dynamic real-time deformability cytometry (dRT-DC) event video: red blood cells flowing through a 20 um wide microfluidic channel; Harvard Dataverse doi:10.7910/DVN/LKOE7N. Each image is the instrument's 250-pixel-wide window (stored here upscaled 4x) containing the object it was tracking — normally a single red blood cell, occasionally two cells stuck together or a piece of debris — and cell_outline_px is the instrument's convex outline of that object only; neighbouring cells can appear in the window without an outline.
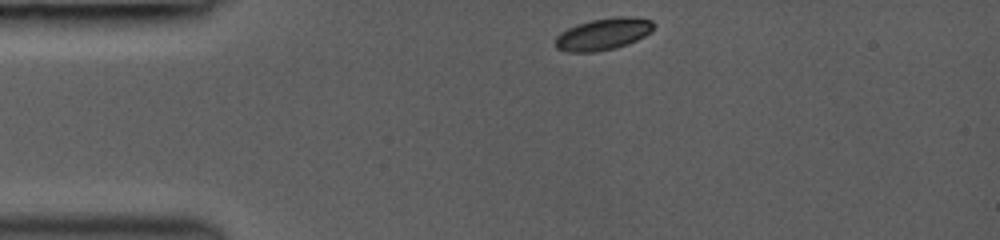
{"species": "common noctule bat (a hibernating species)", "species_latin": "Nyctalus noctula", "temperature_condition": "room temperature", "stored_images_in_passage": 33, "camera_frame_rate_fps": 3000, "um_per_image_px": 0.085, "animal": {"sex": "female", "body_mass_g": 19.0, "forearm_length_mm": 53.3}, "frame": {"image": 1, "passage_image": 1, "time_ms": 0.0, "image_size_px": [1000, 240], "cell_outline_px": [[656, 24], [652, 32], [628, 44], [616, 48], [596, 52], [568, 52], [556, 48], [556, 36], [560, 32], [576, 24], [592, 20], [616, 16], [632, 16], [652, 20]], "centroid_in_image_um": [51.31, 2.89], "position_along_channel_um": 33.7, "area_um2": 18.5}}
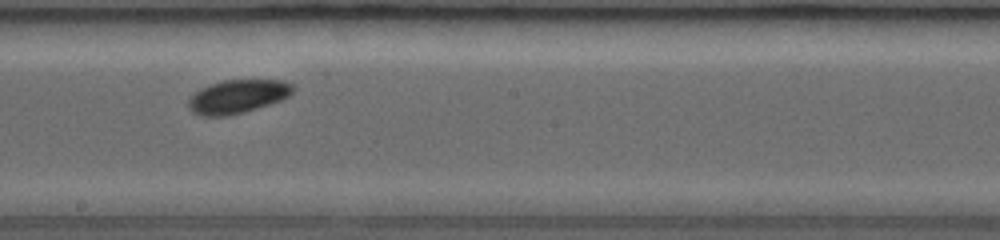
{"frame": {"image": 2, "passage_image": 19, "time_ms": 5.667, "image_size_px": [1000, 240], "cell_outline_px": [[296, 88], [288, 96], [280, 100], [244, 112], [228, 116], [200, 116], [192, 112], [188, 108], [188, 100], [200, 88], [208, 84], [224, 80], [284, 80], [292, 84]], "centroid_in_image_um": [20.18, 8.2], "position_along_channel_um": 228.0, "area_um2": 20.46}}
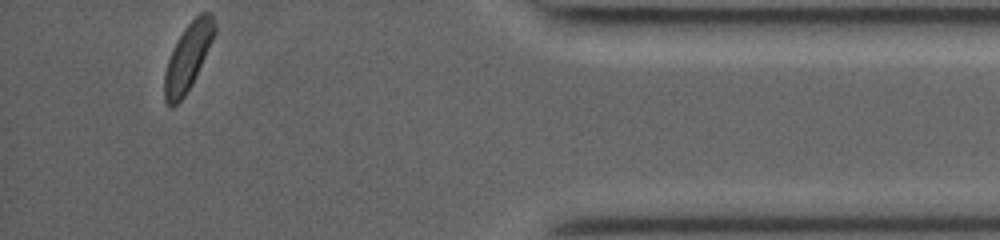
{"frame": {"image": 3, "passage_image": 33, "time_ms": 11.0, "image_size_px": [1000, 240], "cell_outline_px": [[216, 32], [184, 96], [172, 108], [164, 100], [164, 72], [172, 48], [184, 28], [200, 12], [212, 12], [216, 24]], "centroid_in_image_um": [15.96, 4.79], "position_along_channel_um": 419.2, "area_um2": 19.02}, "authors_computed_cell_mechanics": {"area_um2": 19.8832, "velocity_mm_per_s": 4.1926, "shape_relaxation_time_tau1_ms": 1.0722, "shape_relaxation_time_tau2_ms": null, "deformation_change_tau1": 0.058, "deformation_change_tau2": null}}